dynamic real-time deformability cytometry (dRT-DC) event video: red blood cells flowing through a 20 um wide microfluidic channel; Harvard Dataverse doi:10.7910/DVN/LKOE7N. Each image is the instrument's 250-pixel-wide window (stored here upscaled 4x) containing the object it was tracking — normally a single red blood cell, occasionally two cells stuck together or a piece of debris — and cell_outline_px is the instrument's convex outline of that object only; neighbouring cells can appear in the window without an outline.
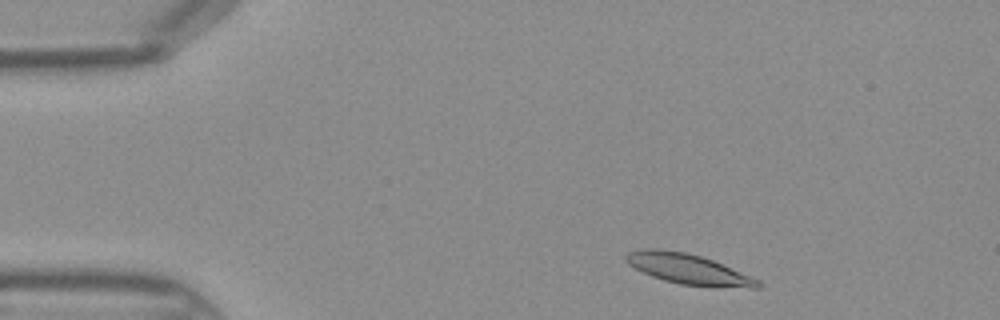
{"species": "Egyptian fruit bat (a non-hibernating species)", "species_latin": "Rousettus aegyptiacus", "temperature_condition": "warm", "stored_images_in_passage": 41, "camera_frame_rate_fps": 3000, "um_per_image_px": 0.085, "frame": {"image": 1, "passage_image": 3, "time_ms": 0.667, "image_size_px": [1000, 320], "cell_outline_px": [[764, 284], [760, 288], [752, 288], [680, 284], [664, 280], [652, 276], [628, 264], [624, 260], [624, 256], [628, 252], [640, 248], [656, 248], [684, 252], [700, 256], [712, 260], [760, 280]], "centroid_in_image_um": [58.48, 22.86], "position_along_channel_um": 26.5, "area_um2": 23.0}}
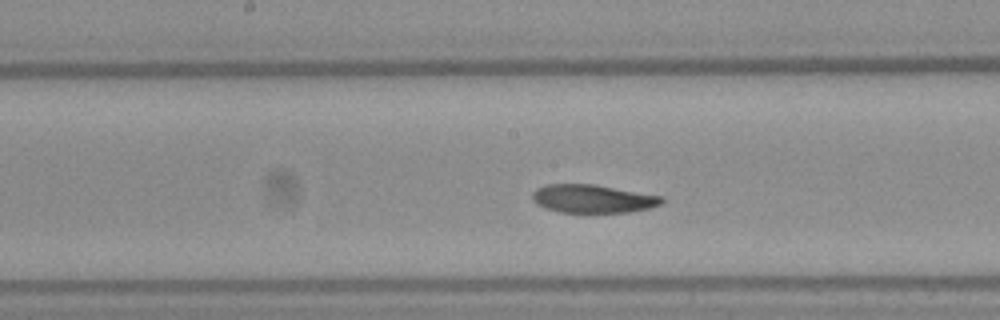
{"frame": {"image": 2, "passage_image": 19, "time_ms": 6.0, "image_size_px": [1000, 320], "cell_outline_px": [[664, 200], [660, 204], [648, 208], [628, 212], [560, 212], [544, 208], [536, 204], [532, 200], [532, 192], [536, 188], [544, 184], [596, 184], [664, 196]], "centroid_in_image_um": [50.35, 16.88], "position_along_channel_um": 197.8, "area_um2": 21.5}}
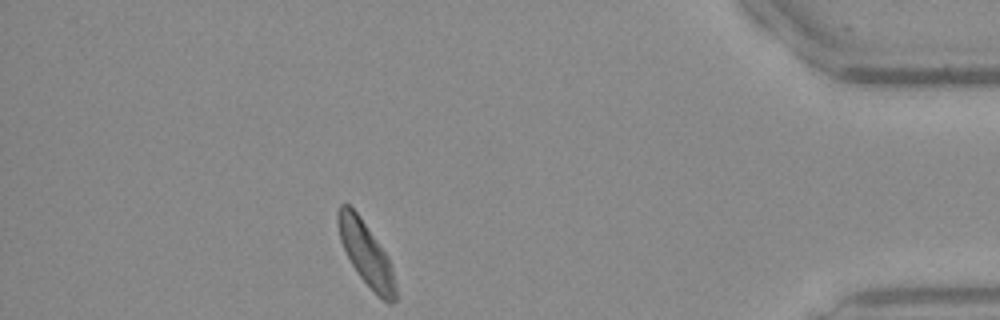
{"frame": {"image": 3, "passage_image": 36, "time_ms": 11.667, "image_size_px": [1000, 320], "cell_outline_px": [[396, 300], [392, 304], [388, 304], [356, 272], [340, 240], [336, 224], [336, 212], [340, 204], [348, 204], [356, 212], [388, 256], [392, 268], [396, 288]], "centroid_in_image_um": [31.09, 21.53], "position_along_channel_um": 404.1, "area_um2": 20.87}}